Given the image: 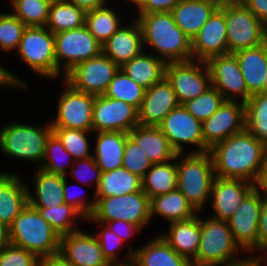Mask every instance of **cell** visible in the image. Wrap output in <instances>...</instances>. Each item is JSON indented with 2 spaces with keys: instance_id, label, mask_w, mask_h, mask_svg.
<instances>
[{
  "instance_id": "49",
  "label": "cell",
  "mask_w": 267,
  "mask_h": 266,
  "mask_svg": "<svg viewBox=\"0 0 267 266\" xmlns=\"http://www.w3.org/2000/svg\"><path fill=\"white\" fill-rule=\"evenodd\" d=\"M152 165L143 149L128 136L125 143L122 167L142 178Z\"/></svg>"
},
{
  "instance_id": "24",
  "label": "cell",
  "mask_w": 267,
  "mask_h": 266,
  "mask_svg": "<svg viewBox=\"0 0 267 266\" xmlns=\"http://www.w3.org/2000/svg\"><path fill=\"white\" fill-rule=\"evenodd\" d=\"M20 175L0 170V222L8 227L28 204L27 179Z\"/></svg>"
},
{
  "instance_id": "26",
  "label": "cell",
  "mask_w": 267,
  "mask_h": 266,
  "mask_svg": "<svg viewBox=\"0 0 267 266\" xmlns=\"http://www.w3.org/2000/svg\"><path fill=\"white\" fill-rule=\"evenodd\" d=\"M33 185L27 183L28 204L33 208H49L64 202V176L34 169ZM34 187V188H33Z\"/></svg>"
},
{
  "instance_id": "14",
  "label": "cell",
  "mask_w": 267,
  "mask_h": 266,
  "mask_svg": "<svg viewBox=\"0 0 267 266\" xmlns=\"http://www.w3.org/2000/svg\"><path fill=\"white\" fill-rule=\"evenodd\" d=\"M119 69L108 56L101 53L75 65L63 80L77 91L99 96L105 93Z\"/></svg>"
},
{
  "instance_id": "18",
  "label": "cell",
  "mask_w": 267,
  "mask_h": 266,
  "mask_svg": "<svg viewBox=\"0 0 267 266\" xmlns=\"http://www.w3.org/2000/svg\"><path fill=\"white\" fill-rule=\"evenodd\" d=\"M93 133L122 131L128 133L139 125L138 110L122 101L105 95L94 97Z\"/></svg>"
},
{
  "instance_id": "22",
  "label": "cell",
  "mask_w": 267,
  "mask_h": 266,
  "mask_svg": "<svg viewBox=\"0 0 267 266\" xmlns=\"http://www.w3.org/2000/svg\"><path fill=\"white\" fill-rule=\"evenodd\" d=\"M179 105L171 84L164 77L145 90L143 101L138 109L139 125L158 126L165 116Z\"/></svg>"
},
{
  "instance_id": "60",
  "label": "cell",
  "mask_w": 267,
  "mask_h": 266,
  "mask_svg": "<svg viewBox=\"0 0 267 266\" xmlns=\"http://www.w3.org/2000/svg\"><path fill=\"white\" fill-rule=\"evenodd\" d=\"M252 257L259 263L260 266H267V247H260Z\"/></svg>"
},
{
  "instance_id": "37",
  "label": "cell",
  "mask_w": 267,
  "mask_h": 266,
  "mask_svg": "<svg viewBox=\"0 0 267 266\" xmlns=\"http://www.w3.org/2000/svg\"><path fill=\"white\" fill-rule=\"evenodd\" d=\"M85 15L84 9L66 1L51 3L46 27L53 34L77 29L85 25Z\"/></svg>"
},
{
  "instance_id": "55",
  "label": "cell",
  "mask_w": 267,
  "mask_h": 266,
  "mask_svg": "<svg viewBox=\"0 0 267 266\" xmlns=\"http://www.w3.org/2000/svg\"><path fill=\"white\" fill-rule=\"evenodd\" d=\"M245 6L267 26V0H247Z\"/></svg>"
},
{
  "instance_id": "15",
  "label": "cell",
  "mask_w": 267,
  "mask_h": 266,
  "mask_svg": "<svg viewBox=\"0 0 267 266\" xmlns=\"http://www.w3.org/2000/svg\"><path fill=\"white\" fill-rule=\"evenodd\" d=\"M261 208L262 195L254 188L227 220L235 242L248 256H252L258 250Z\"/></svg>"
},
{
  "instance_id": "25",
  "label": "cell",
  "mask_w": 267,
  "mask_h": 266,
  "mask_svg": "<svg viewBox=\"0 0 267 266\" xmlns=\"http://www.w3.org/2000/svg\"><path fill=\"white\" fill-rule=\"evenodd\" d=\"M201 212L195 217L169 223L160 236L180 255L191 263L195 260L201 237Z\"/></svg>"
},
{
  "instance_id": "16",
  "label": "cell",
  "mask_w": 267,
  "mask_h": 266,
  "mask_svg": "<svg viewBox=\"0 0 267 266\" xmlns=\"http://www.w3.org/2000/svg\"><path fill=\"white\" fill-rule=\"evenodd\" d=\"M244 130L245 103L225 100L210 118L202 122L204 152Z\"/></svg>"
},
{
  "instance_id": "5",
  "label": "cell",
  "mask_w": 267,
  "mask_h": 266,
  "mask_svg": "<svg viewBox=\"0 0 267 266\" xmlns=\"http://www.w3.org/2000/svg\"><path fill=\"white\" fill-rule=\"evenodd\" d=\"M245 254L227 221L201 215L200 244L192 266H229L242 262L248 257Z\"/></svg>"
},
{
  "instance_id": "1",
  "label": "cell",
  "mask_w": 267,
  "mask_h": 266,
  "mask_svg": "<svg viewBox=\"0 0 267 266\" xmlns=\"http://www.w3.org/2000/svg\"><path fill=\"white\" fill-rule=\"evenodd\" d=\"M209 153L216 177L255 184L267 158V145L245 129L215 144Z\"/></svg>"
},
{
  "instance_id": "59",
  "label": "cell",
  "mask_w": 267,
  "mask_h": 266,
  "mask_svg": "<svg viewBox=\"0 0 267 266\" xmlns=\"http://www.w3.org/2000/svg\"><path fill=\"white\" fill-rule=\"evenodd\" d=\"M10 244L9 227L0 222V251Z\"/></svg>"
},
{
  "instance_id": "45",
  "label": "cell",
  "mask_w": 267,
  "mask_h": 266,
  "mask_svg": "<svg viewBox=\"0 0 267 266\" xmlns=\"http://www.w3.org/2000/svg\"><path fill=\"white\" fill-rule=\"evenodd\" d=\"M27 26L10 11L0 10V53L11 54L18 49Z\"/></svg>"
},
{
  "instance_id": "39",
  "label": "cell",
  "mask_w": 267,
  "mask_h": 266,
  "mask_svg": "<svg viewBox=\"0 0 267 266\" xmlns=\"http://www.w3.org/2000/svg\"><path fill=\"white\" fill-rule=\"evenodd\" d=\"M245 129L267 145V93H256L245 102Z\"/></svg>"
},
{
  "instance_id": "44",
  "label": "cell",
  "mask_w": 267,
  "mask_h": 266,
  "mask_svg": "<svg viewBox=\"0 0 267 266\" xmlns=\"http://www.w3.org/2000/svg\"><path fill=\"white\" fill-rule=\"evenodd\" d=\"M65 149L71 154L73 160L85 159L92 156L91 138L93 131H83L70 128H52ZM92 135V136H91ZM91 146V147H90Z\"/></svg>"
},
{
  "instance_id": "30",
  "label": "cell",
  "mask_w": 267,
  "mask_h": 266,
  "mask_svg": "<svg viewBox=\"0 0 267 266\" xmlns=\"http://www.w3.org/2000/svg\"><path fill=\"white\" fill-rule=\"evenodd\" d=\"M139 247L133 252L132 263L135 266H192V263L180 256L160 234L151 237Z\"/></svg>"
},
{
  "instance_id": "48",
  "label": "cell",
  "mask_w": 267,
  "mask_h": 266,
  "mask_svg": "<svg viewBox=\"0 0 267 266\" xmlns=\"http://www.w3.org/2000/svg\"><path fill=\"white\" fill-rule=\"evenodd\" d=\"M101 173V169L91 156L89 158L75 160L66 177L70 176V179H75L74 181L83 184V186L93 187L92 190L95 192L101 179Z\"/></svg>"
},
{
  "instance_id": "13",
  "label": "cell",
  "mask_w": 267,
  "mask_h": 266,
  "mask_svg": "<svg viewBox=\"0 0 267 266\" xmlns=\"http://www.w3.org/2000/svg\"><path fill=\"white\" fill-rule=\"evenodd\" d=\"M229 53L254 48L267 40L265 26L245 5L225 6Z\"/></svg>"
},
{
  "instance_id": "31",
  "label": "cell",
  "mask_w": 267,
  "mask_h": 266,
  "mask_svg": "<svg viewBox=\"0 0 267 266\" xmlns=\"http://www.w3.org/2000/svg\"><path fill=\"white\" fill-rule=\"evenodd\" d=\"M128 136L143 149L152 164L168 162L176 155L158 126L137 125Z\"/></svg>"
},
{
  "instance_id": "54",
  "label": "cell",
  "mask_w": 267,
  "mask_h": 266,
  "mask_svg": "<svg viewBox=\"0 0 267 266\" xmlns=\"http://www.w3.org/2000/svg\"><path fill=\"white\" fill-rule=\"evenodd\" d=\"M267 245V197L262 196V208L258 222V249Z\"/></svg>"
},
{
  "instance_id": "20",
  "label": "cell",
  "mask_w": 267,
  "mask_h": 266,
  "mask_svg": "<svg viewBox=\"0 0 267 266\" xmlns=\"http://www.w3.org/2000/svg\"><path fill=\"white\" fill-rule=\"evenodd\" d=\"M254 188L255 184L243 179L215 176L209 200L213 213L209 217L227 221Z\"/></svg>"
},
{
  "instance_id": "36",
  "label": "cell",
  "mask_w": 267,
  "mask_h": 266,
  "mask_svg": "<svg viewBox=\"0 0 267 266\" xmlns=\"http://www.w3.org/2000/svg\"><path fill=\"white\" fill-rule=\"evenodd\" d=\"M139 191H142L141 177L121 167L101 173L100 182L95 190V197L107 198Z\"/></svg>"
},
{
  "instance_id": "3",
  "label": "cell",
  "mask_w": 267,
  "mask_h": 266,
  "mask_svg": "<svg viewBox=\"0 0 267 266\" xmlns=\"http://www.w3.org/2000/svg\"><path fill=\"white\" fill-rule=\"evenodd\" d=\"M52 133L49 119L42 125L11 120L0 126V154L6 159L31 162L39 168L44 159L45 144Z\"/></svg>"
},
{
  "instance_id": "61",
  "label": "cell",
  "mask_w": 267,
  "mask_h": 266,
  "mask_svg": "<svg viewBox=\"0 0 267 266\" xmlns=\"http://www.w3.org/2000/svg\"><path fill=\"white\" fill-rule=\"evenodd\" d=\"M218 7L245 5L247 0H214Z\"/></svg>"
},
{
  "instance_id": "23",
  "label": "cell",
  "mask_w": 267,
  "mask_h": 266,
  "mask_svg": "<svg viewBox=\"0 0 267 266\" xmlns=\"http://www.w3.org/2000/svg\"><path fill=\"white\" fill-rule=\"evenodd\" d=\"M131 19L102 45V53L119 67L144 51L141 26L136 18Z\"/></svg>"
},
{
  "instance_id": "41",
  "label": "cell",
  "mask_w": 267,
  "mask_h": 266,
  "mask_svg": "<svg viewBox=\"0 0 267 266\" xmlns=\"http://www.w3.org/2000/svg\"><path fill=\"white\" fill-rule=\"evenodd\" d=\"M8 10L26 26H46L50 3L45 0H8ZM12 8V9H11Z\"/></svg>"
},
{
  "instance_id": "29",
  "label": "cell",
  "mask_w": 267,
  "mask_h": 266,
  "mask_svg": "<svg viewBox=\"0 0 267 266\" xmlns=\"http://www.w3.org/2000/svg\"><path fill=\"white\" fill-rule=\"evenodd\" d=\"M217 8L214 0H181L171 14L176 25L192 39Z\"/></svg>"
},
{
  "instance_id": "57",
  "label": "cell",
  "mask_w": 267,
  "mask_h": 266,
  "mask_svg": "<svg viewBox=\"0 0 267 266\" xmlns=\"http://www.w3.org/2000/svg\"><path fill=\"white\" fill-rule=\"evenodd\" d=\"M40 266H75L60 253L40 259Z\"/></svg>"
},
{
  "instance_id": "38",
  "label": "cell",
  "mask_w": 267,
  "mask_h": 266,
  "mask_svg": "<svg viewBox=\"0 0 267 266\" xmlns=\"http://www.w3.org/2000/svg\"><path fill=\"white\" fill-rule=\"evenodd\" d=\"M35 209L60 236L81 229L78 225L80 222L86 223V218L77 209L66 203L49 208Z\"/></svg>"
},
{
  "instance_id": "53",
  "label": "cell",
  "mask_w": 267,
  "mask_h": 266,
  "mask_svg": "<svg viewBox=\"0 0 267 266\" xmlns=\"http://www.w3.org/2000/svg\"><path fill=\"white\" fill-rule=\"evenodd\" d=\"M104 224L126 243L125 247L128 246L127 240L129 241L136 234L139 236L143 232L136 224L123 220L110 221Z\"/></svg>"
},
{
  "instance_id": "4",
  "label": "cell",
  "mask_w": 267,
  "mask_h": 266,
  "mask_svg": "<svg viewBox=\"0 0 267 266\" xmlns=\"http://www.w3.org/2000/svg\"><path fill=\"white\" fill-rule=\"evenodd\" d=\"M177 189L198 213L209 205L215 178L214 164L209 153H176Z\"/></svg>"
},
{
  "instance_id": "9",
  "label": "cell",
  "mask_w": 267,
  "mask_h": 266,
  "mask_svg": "<svg viewBox=\"0 0 267 266\" xmlns=\"http://www.w3.org/2000/svg\"><path fill=\"white\" fill-rule=\"evenodd\" d=\"M54 37L57 80L63 79L64 75L81 61L97 57L102 53V44L85 25L58 32Z\"/></svg>"
},
{
  "instance_id": "58",
  "label": "cell",
  "mask_w": 267,
  "mask_h": 266,
  "mask_svg": "<svg viewBox=\"0 0 267 266\" xmlns=\"http://www.w3.org/2000/svg\"><path fill=\"white\" fill-rule=\"evenodd\" d=\"M255 189L263 196L267 197V158L264 166L255 182Z\"/></svg>"
},
{
  "instance_id": "8",
  "label": "cell",
  "mask_w": 267,
  "mask_h": 266,
  "mask_svg": "<svg viewBox=\"0 0 267 266\" xmlns=\"http://www.w3.org/2000/svg\"><path fill=\"white\" fill-rule=\"evenodd\" d=\"M123 220L136 224L141 230L151 223L150 198L143 192L96 198V206L87 222L106 223Z\"/></svg>"
},
{
  "instance_id": "34",
  "label": "cell",
  "mask_w": 267,
  "mask_h": 266,
  "mask_svg": "<svg viewBox=\"0 0 267 266\" xmlns=\"http://www.w3.org/2000/svg\"><path fill=\"white\" fill-rule=\"evenodd\" d=\"M197 214L198 212L178 189L150 199L151 221L155 216H159L167 223H171L191 219Z\"/></svg>"
},
{
  "instance_id": "33",
  "label": "cell",
  "mask_w": 267,
  "mask_h": 266,
  "mask_svg": "<svg viewBox=\"0 0 267 266\" xmlns=\"http://www.w3.org/2000/svg\"><path fill=\"white\" fill-rule=\"evenodd\" d=\"M166 62L148 51H142L138 56L123 64L120 69L135 83L149 89L165 77Z\"/></svg>"
},
{
  "instance_id": "50",
  "label": "cell",
  "mask_w": 267,
  "mask_h": 266,
  "mask_svg": "<svg viewBox=\"0 0 267 266\" xmlns=\"http://www.w3.org/2000/svg\"><path fill=\"white\" fill-rule=\"evenodd\" d=\"M0 266H40V259L24 248L9 244L0 251Z\"/></svg>"
},
{
  "instance_id": "56",
  "label": "cell",
  "mask_w": 267,
  "mask_h": 266,
  "mask_svg": "<svg viewBox=\"0 0 267 266\" xmlns=\"http://www.w3.org/2000/svg\"><path fill=\"white\" fill-rule=\"evenodd\" d=\"M64 1L74 4L76 6H79L85 11H89V10H93L98 7L104 6L113 0H109V1L108 0H64Z\"/></svg>"
},
{
  "instance_id": "42",
  "label": "cell",
  "mask_w": 267,
  "mask_h": 266,
  "mask_svg": "<svg viewBox=\"0 0 267 266\" xmlns=\"http://www.w3.org/2000/svg\"><path fill=\"white\" fill-rule=\"evenodd\" d=\"M74 160L58 137L52 132L45 144L44 159L39 168L46 172L66 176Z\"/></svg>"
},
{
  "instance_id": "52",
  "label": "cell",
  "mask_w": 267,
  "mask_h": 266,
  "mask_svg": "<svg viewBox=\"0 0 267 266\" xmlns=\"http://www.w3.org/2000/svg\"><path fill=\"white\" fill-rule=\"evenodd\" d=\"M0 57H2L1 53ZM26 80L22 76L14 74L13 71L7 69V66L5 67L0 63V90L19 89V91L22 90L21 92H26L30 89Z\"/></svg>"
},
{
  "instance_id": "17",
  "label": "cell",
  "mask_w": 267,
  "mask_h": 266,
  "mask_svg": "<svg viewBox=\"0 0 267 266\" xmlns=\"http://www.w3.org/2000/svg\"><path fill=\"white\" fill-rule=\"evenodd\" d=\"M206 63L210 71L211 85L225 100L245 103L249 99L251 94L233 53L213 56Z\"/></svg>"
},
{
  "instance_id": "35",
  "label": "cell",
  "mask_w": 267,
  "mask_h": 266,
  "mask_svg": "<svg viewBox=\"0 0 267 266\" xmlns=\"http://www.w3.org/2000/svg\"><path fill=\"white\" fill-rule=\"evenodd\" d=\"M142 191L151 199L177 189L175 157L164 163L153 164L141 178Z\"/></svg>"
},
{
  "instance_id": "12",
  "label": "cell",
  "mask_w": 267,
  "mask_h": 266,
  "mask_svg": "<svg viewBox=\"0 0 267 266\" xmlns=\"http://www.w3.org/2000/svg\"><path fill=\"white\" fill-rule=\"evenodd\" d=\"M165 78L171 84L180 105L199 97L212 86L206 61L191 59L167 62Z\"/></svg>"
},
{
  "instance_id": "27",
  "label": "cell",
  "mask_w": 267,
  "mask_h": 266,
  "mask_svg": "<svg viewBox=\"0 0 267 266\" xmlns=\"http://www.w3.org/2000/svg\"><path fill=\"white\" fill-rule=\"evenodd\" d=\"M93 140L92 157L101 169L108 172L122 167L128 133L122 131L97 132Z\"/></svg>"
},
{
  "instance_id": "43",
  "label": "cell",
  "mask_w": 267,
  "mask_h": 266,
  "mask_svg": "<svg viewBox=\"0 0 267 266\" xmlns=\"http://www.w3.org/2000/svg\"><path fill=\"white\" fill-rule=\"evenodd\" d=\"M144 92V88L119 69L103 95L116 100H122L138 110L143 101Z\"/></svg>"
},
{
  "instance_id": "47",
  "label": "cell",
  "mask_w": 267,
  "mask_h": 266,
  "mask_svg": "<svg viewBox=\"0 0 267 266\" xmlns=\"http://www.w3.org/2000/svg\"><path fill=\"white\" fill-rule=\"evenodd\" d=\"M68 179H69V177L64 176V185H63L64 202L70 206H73L86 219H88L91 216V214L93 213L95 206H96L95 192H92L91 197L89 198L88 197L89 193H87L85 191V189L83 188L84 186H82L79 183H76V185L75 184L72 185L69 183ZM76 186H77V188H76ZM80 188H83V189L80 190ZM77 190H78V192H77ZM79 190L82 193H80ZM92 194H93V196H92Z\"/></svg>"
},
{
  "instance_id": "7",
  "label": "cell",
  "mask_w": 267,
  "mask_h": 266,
  "mask_svg": "<svg viewBox=\"0 0 267 266\" xmlns=\"http://www.w3.org/2000/svg\"><path fill=\"white\" fill-rule=\"evenodd\" d=\"M15 53L28 71L44 80L56 81L55 37L46 26H27Z\"/></svg>"
},
{
  "instance_id": "51",
  "label": "cell",
  "mask_w": 267,
  "mask_h": 266,
  "mask_svg": "<svg viewBox=\"0 0 267 266\" xmlns=\"http://www.w3.org/2000/svg\"><path fill=\"white\" fill-rule=\"evenodd\" d=\"M117 1V0H116ZM120 1V0H118ZM133 13L171 12L181 0H121ZM127 3V4H126ZM134 8V9H133ZM137 11V12H136Z\"/></svg>"
},
{
  "instance_id": "46",
  "label": "cell",
  "mask_w": 267,
  "mask_h": 266,
  "mask_svg": "<svg viewBox=\"0 0 267 266\" xmlns=\"http://www.w3.org/2000/svg\"><path fill=\"white\" fill-rule=\"evenodd\" d=\"M224 101L221 93L211 86L199 97L187 101L183 106L194 118L203 122L210 118Z\"/></svg>"
},
{
  "instance_id": "63",
  "label": "cell",
  "mask_w": 267,
  "mask_h": 266,
  "mask_svg": "<svg viewBox=\"0 0 267 266\" xmlns=\"http://www.w3.org/2000/svg\"><path fill=\"white\" fill-rule=\"evenodd\" d=\"M111 266H135V265L131 262V263H127V264H115V265H111Z\"/></svg>"
},
{
  "instance_id": "65",
  "label": "cell",
  "mask_w": 267,
  "mask_h": 266,
  "mask_svg": "<svg viewBox=\"0 0 267 266\" xmlns=\"http://www.w3.org/2000/svg\"><path fill=\"white\" fill-rule=\"evenodd\" d=\"M47 2L51 3H55V2H60V1H64V0H45Z\"/></svg>"
},
{
  "instance_id": "62",
  "label": "cell",
  "mask_w": 267,
  "mask_h": 266,
  "mask_svg": "<svg viewBox=\"0 0 267 266\" xmlns=\"http://www.w3.org/2000/svg\"><path fill=\"white\" fill-rule=\"evenodd\" d=\"M229 266H260V265L252 256H248L242 262H239V263L233 264V265H229Z\"/></svg>"
},
{
  "instance_id": "40",
  "label": "cell",
  "mask_w": 267,
  "mask_h": 266,
  "mask_svg": "<svg viewBox=\"0 0 267 266\" xmlns=\"http://www.w3.org/2000/svg\"><path fill=\"white\" fill-rule=\"evenodd\" d=\"M94 223L100 230L97 233L94 232V235L98 239L99 245L103 252L104 257L108 260L111 265L115 264H127L131 263L133 260V252L136 248H132L131 245L128 247L125 253H121L124 245L126 244L120 237H118L113 231L100 222H88ZM123 256H119V255Z\"/></svg>"
},
{
  "instance_id": "19",
  "label": "cell",
  "mask_w": 267,
  "mask_h": 266,
  "mask_svg": "<svg viewBox=\"0 0 267 266\" xmlns=\"http://www.w3.org/2000/svg\"><path fill=\"white\" fill-rule=\"evenodd\" d=\"M225 6L218 7L199 32L192 38V59L207 61L229 53Z\"/></svg>"
},
{
  "instance_id": "64",
  "label": "cell",
  "mask_w": 267,
  "mask_h": 266,
  "mask_svg": "<svg viewBox=\"0 0 267 266\" xmlns=\"http://www.w3.org/2000/svg\"><path fill=\"white\" fill-rule=\"evenodd\" d=\"M264 93H267V74L264 82Z\"/></svg>"
},
{
  "instance_id": "11",
  "label": "cell",
  "mask_w": 267,
  "mask_h": 266,
  "mask_svg": "<svg viewBox=\"0 0 267 266\" xmlns=\"http://www.w3.org/2000/svg\"><path fill=\"white\" fill-rule=\"evenodd\" d=\"M158 127L176 153H187L186 150L188 153L204 152L202 122L194 118L183 105L170 111Z\"/></svg>"
},
{
  "instance_id": "2",
  "label": "cell",
  "mask_w": 267,
  "mask_h": 266,
  "mask_svg": "<svg viewBox=\"0 0 267 266\" xmlns=\"http://www.w3.org/2000/svg\"><path fill=\"white\" fill-rule=\"evenodd\" d=\"M133 14L141 26L145 51L166 63L192 59V39L176 25L171 12Z\"/></svg>"
},
{
  "instance_id": "6",
  "label": "cell",
  "mask_w": 267,
  "mask_h": 266,
  "mask_svg": "<svg viewBox=\"0 0 267 266\" xmlns=\"http://www.w3.org/2000/svg\"><path fill=\"white\" fill-rule=\"evenodd\" d=\"M10 244L34 253L39 259L60 251V235L29 204L9 226Z\"/></svg>"
},
{
  "instance_id": "21",
  "label": "cell",
  "mask_w": 267,
  "mask_h": 266,
  "mask_svg": "<svg viewBox=\"0 0 267 266\" xmlns=\"http://www.w3.org/2000/svg\"><path fill=\"white\" fill-rule=\"evenodd\" d=\"M75 266H111L92 231L77 230L60 236V251Z\"/></svg>"
},
{
  "instance_id": "28",
  "label": "cell",
  "mask_w": 267,
  "mask_h": 266,
  "mask_svg": "<svg viewBox=\"0 0 267 266\" xmlns=\"http://www.w3.org/2000/svg\"><path fill=\"white\" fill-rule=\"evenodd\" d=\"M233 54L239 63L248 92L251 95L264 93L267 74V40L257 47L242 49Z\"/></svg>"
},
{
  "instance_id": "32",
  "label": "cell",
  "mask_w": 267,
  "mask_h": 266,
  "mask_svg": "<svg viewBox=\"0 0 267 266\" xmlns=\"http://www.w3.org/2000/svg\"><path fill=\"white\" fill-rule=\"evenodd\" d=\"M93 10L86 11L85 26L88 31L103 45L125 22L127 16L123 18V9L119 3L114 1ZM117 6H115L114 4ZM114 5V7L112 6ZM120 8V10H119ZM120 11V12H118ZM121 13V14H120ZM125 19V20H123Z\"/></svg>"
},
{
  "instance_id": "10",
  "label": "cell",
  "mask_w": 267,
  "mask_h": 266,
  "mask_svg": "<svg viewBox=\"0 0 267 266\" xmlns=\"http://www.w3.org/2000/svg\"><path fill=\"white\" fill-rule=\"evenodd\" d=\"M63 85L56 111L51 119L52 128H70L83 131H93V107L94 95L73 89L63 79L60 81ZM53 117V119H52Z\"/></svg>"
}]
</instances>
